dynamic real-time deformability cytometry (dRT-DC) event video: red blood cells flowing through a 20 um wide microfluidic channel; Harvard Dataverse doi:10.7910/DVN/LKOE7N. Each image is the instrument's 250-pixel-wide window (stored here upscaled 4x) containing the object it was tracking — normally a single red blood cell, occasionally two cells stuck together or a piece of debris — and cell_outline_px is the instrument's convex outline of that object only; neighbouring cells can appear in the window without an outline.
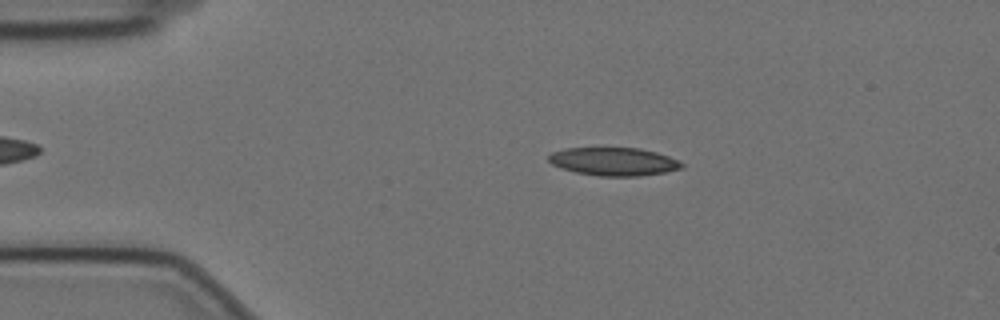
{"species": "Egyptian fruit bat (a non-hibernating species)", "species_latin": "Rousettus aegyptiacus", "temperature_condition": "cold", "stored_images_in_passage": 46, "camera_frame_rate_fps": 3000, "um_per_image_px": 0.085, "animal": {"sex": "female"}, "frame": {"image": 1, "passage_image": 7, "time_ms": 2.0, "image_size_px": [1000, 320], "cell_outline_px": [[684, 168], [664, 172], [636, 176], [600, 176], [576, 172], [560, 168], [552, 164], [548, 160], [548, 156], [552, 152], [564, 148], [640, 148], [656, 152], [668, 156], [684, 164]], "centroid_in_image_um": [52.14, 13.73], "position_along_channel_um": 32.9, "area_um2": 21.73}}
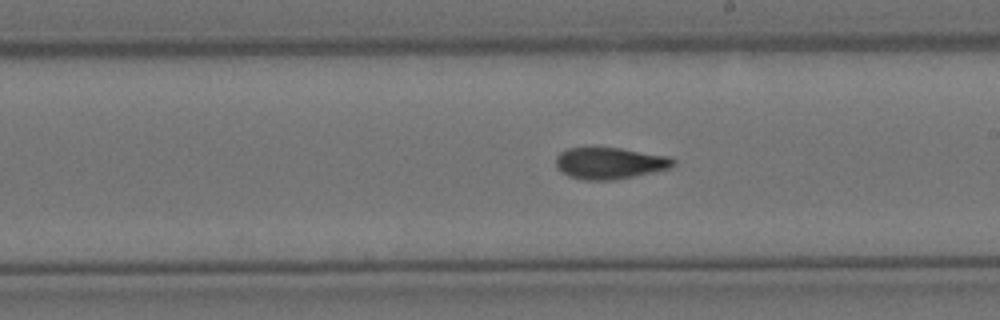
{"frame": {"image": 2, "passage_image": 28, "time_ms": 9.0, "image_size_px": [1000, 320], "cell_outline_px": [[676, 164], [668, 168], [652, 172], [616, 180], [584, 180], [568, 176], [560, 172], [556, 168], [556, 156], [560, 152], [568, 148], [620, 148], [668, 156], [676, 160]], "centroid_in_image_um": [51.8, 13.88], "position_along_channel_um": 237.2, "area_um2": 21.62}}
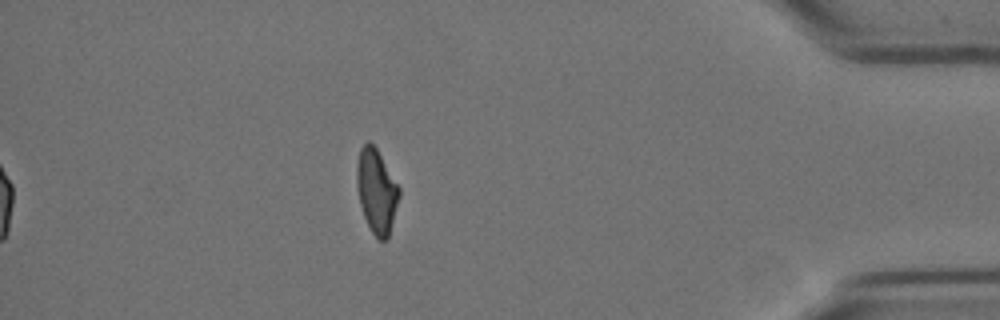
{"frame": {"image": 3, "passage_image": 46, "time_ms": 15.0, "image_size_px": [1000, 320], "cell_outline_px": [[400, 196], [388, 236], [384, 240], [380, 240], [372, 232], [364, 216], [360, 204], [356, 184], [356, 164], [360, 148], [368, 140], [376, 148], [400, 188]], "centroid_in_image_um": [31.99, 16.21], "position_along_channel_um": 403.2, "area_um2": 20.52}, "authors_computed_cell_mechanics": {"area_um2": 21.9929, "velocity_mm_per_s": 3.5269, "shape_relaxation_time_tau1_ms": null, "shape_relaxation_time_tau2_ms": 2.8723, "deformation_change_tau1": null, "deformation_change_tau2": 0.0929}}